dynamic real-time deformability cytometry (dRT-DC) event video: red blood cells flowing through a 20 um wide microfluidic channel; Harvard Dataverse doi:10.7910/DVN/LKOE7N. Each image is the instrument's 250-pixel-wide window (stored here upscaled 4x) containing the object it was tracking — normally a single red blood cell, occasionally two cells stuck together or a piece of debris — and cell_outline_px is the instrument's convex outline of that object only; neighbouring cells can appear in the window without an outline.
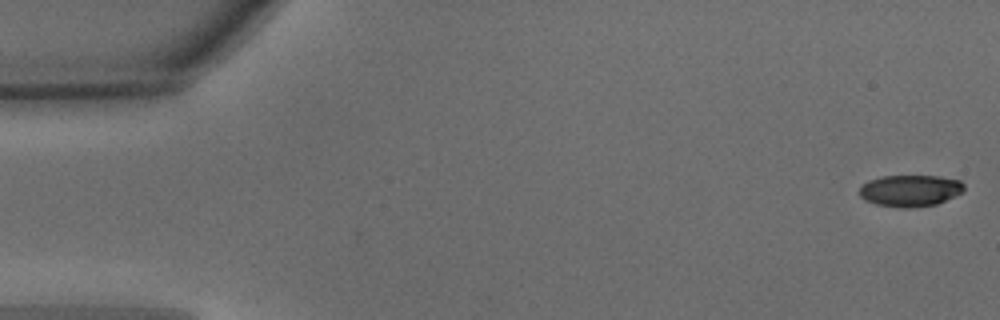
{"species": "common noctule bat (a hibernating species)", "species_latin": "Nyctalus noctula", "temperature_condition": "warm", "stored_images_in_passage": 50, "camera_frame_rate_fps": 3000, "um_per_image_px": 0.085, "animal": {"sex": "male", "body_mass_g": 15.6}, "frame": {"image": 1, "passage_image": 1, "time_ms": 0.0, "image_size_px": [1000, 320], "cell_outline_px": [[964, 192], [936, 204], [908, 208], [900, 208], [876, 204], [864, 200], [860, 196], [860, 188], [868, 180], [884, 176], [940, 176], [960, 180], [964, 184]], "centroid_in_image_um": [77.38, 16.2], "position_along_channel_um": 7.6, "area_um2": 19.31}}
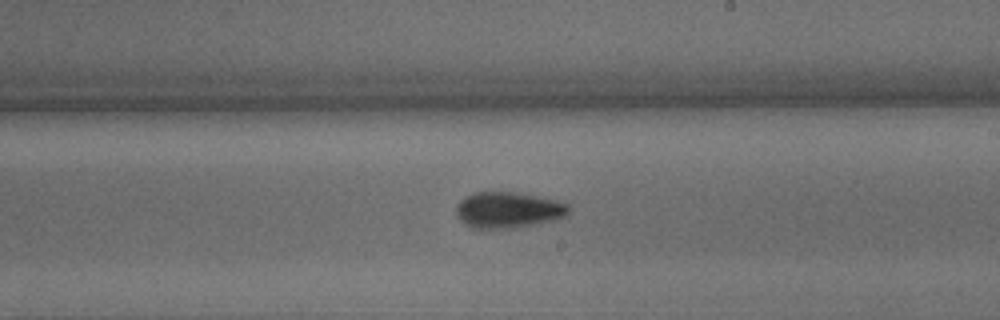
{"frame": {"image": 2, "passage_image": 29, "time_ms": 9.333, "image_size_px": [1000, 320], "cell_outline_px": [[568, 212], [564, 216], [552, 220], [512, 228], [476, 228], [460, 220], [456, 212], [456, 204], [460, 200], [476, 192], [516, 192], [552, 200], [568, 204]], "centroid_in_image_um": [43.15, 17.84], "position_along_channel_um": 245.9, "area_um2": 22.95}}
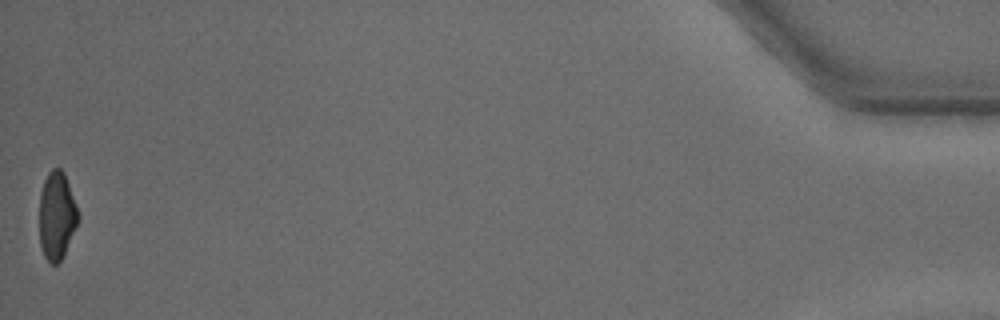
{"frame": {"image": 3, "passage_image": 50, "time_ms": 16.333, "image_size_px": [1000, 320], "cell_outline_px": [[80, 220], [64, 256], [56, 264], [52, 264], [44, 256], [40, 244], [40, 192], [44, 180], [48, 172], [52, 168], [60, 168], [64, 172], [80, 216]], "centroid_in_image_um": [4.84, 18.34], "position_along_channel_um": 430.4, "area_um2": 20.0}, "authors_computed_cell_mechanics": {"area_um2": 21.5594, "velocity_mm_per_s": 4.0306, "shape_relaxation_time_tau1_ms": 3.2379, "shape_relaxation_time_tau2_ms": 2.6359, "deformation_change_tau1": 0.1461, "deformation_change_tau2": 0.0789}}